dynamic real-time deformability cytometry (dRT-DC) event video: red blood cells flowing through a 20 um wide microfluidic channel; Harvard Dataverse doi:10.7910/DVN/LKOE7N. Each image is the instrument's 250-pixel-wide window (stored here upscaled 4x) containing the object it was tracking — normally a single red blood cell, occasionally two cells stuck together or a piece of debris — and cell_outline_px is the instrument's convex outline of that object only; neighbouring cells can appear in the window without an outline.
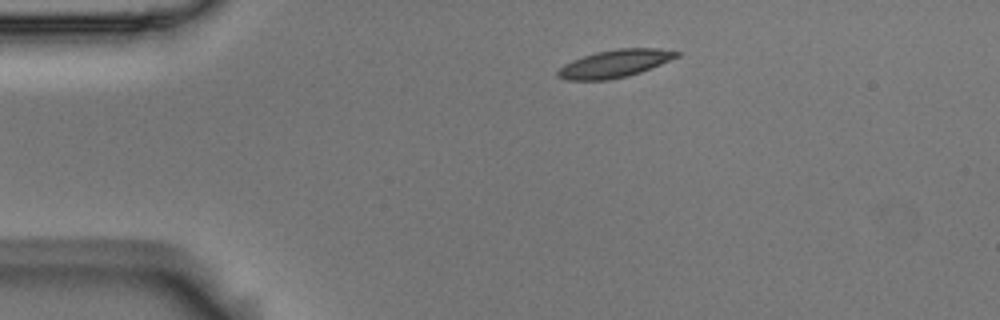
{"species": "Egyptian fruit bat (a non-hibernating species)", "species_latin": "Rousettus aegyptiacus", "temperature_condition": "room temperature", "stored_images_in_passage": 3, "camera_frame_rate_fps": 3000, "um_per_image_px": 0.085, "animal": {"sex": "male"}, "frame": {"image": 1, "passage_image": 1, "time_ms": 0.0, "image_size_px": [1000, 320], "cell_outline_px": [[680, 56], [640, 72], [628, 76], [608, 80], [568, 80], [556, 76], [556, 72], [564, 64], [572, 60], [596, 52], [616, 48], [656, 48], [680, 52]], "centroid_in_image_um": [52.24, 5.4], "position_along_channel_um": 32.8, "area_um2": 19.07}}
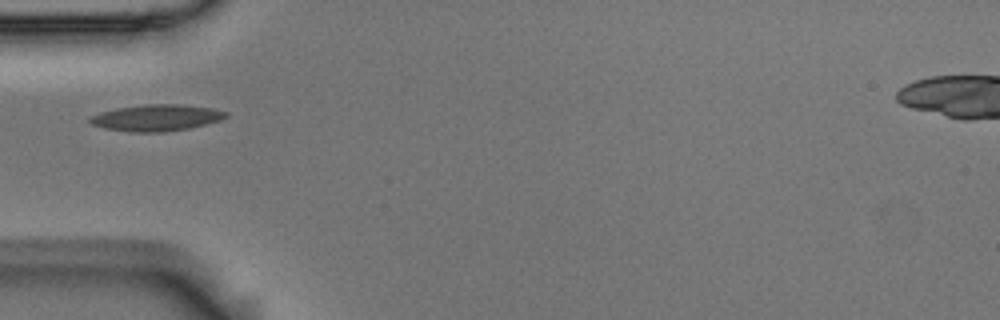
{"frame": {"image": 2, "passage_image": 3, "time_ms": 0.667, "image_size_px": [1000, 320], "cell_outline_px": [[228, 116], [220, 120], [188, 128], [160, 132], [132, 132], [104, 128], [92, 124], [88, 120], [92, 116], [100, 112], [116, 108], [148, 104], [184, 104], [212, 108], [228, 112]], "centroid_in_image_um": [13.3, 10.0], "position_along_channel_um": 71.7, "area_um2": 20.81}}